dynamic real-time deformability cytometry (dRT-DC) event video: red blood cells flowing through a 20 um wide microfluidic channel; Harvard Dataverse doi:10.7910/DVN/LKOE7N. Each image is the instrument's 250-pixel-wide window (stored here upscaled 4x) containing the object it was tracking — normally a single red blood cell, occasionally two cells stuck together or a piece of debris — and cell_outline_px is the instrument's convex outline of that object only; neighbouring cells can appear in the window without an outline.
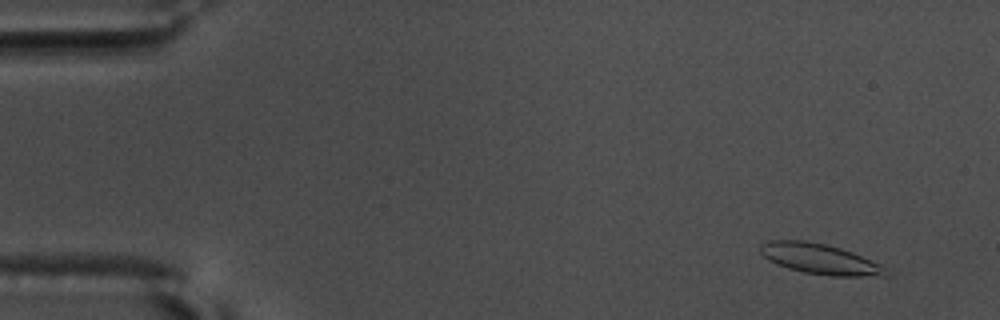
{"species": "common noctule bat (a hibernating species)", "species_latin": "Nyctalus noctula", "temperature_condition": "warm", "stored_images_in_passage": 57, "camera_frame_rate_fps": 3000, "um_per_image_px": 0.085, "animal": {"sex": "male", "body_mass_g": 17.5, "forearm_length_mm": 52.3}, "frame": {"image": 1, "passage_image": 5, "time_ms": 1.333, "image_size_px": [1000, 320], "cell_outline_px": [[888, 276], [832, 276], [804, 272], [788, 268], [776, 264], [768, 260], [760, 252], [760, 244], [772, 240], [804, 240], [824, 244], [840, 248], [852, 252], [880, 264], [884, 268]], "centroid_in_image_um": [69.65, 22.01], "position_along_channel_um": 15.3, "area_um2": 22.02}}
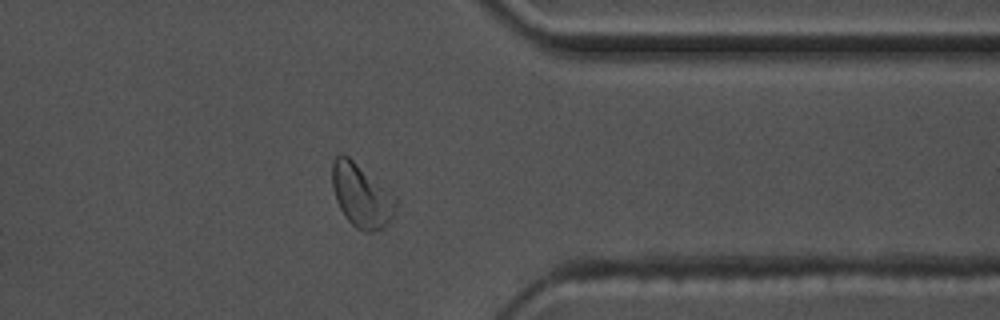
{"frame": {"image": 2, "passage_image": 46, "time_ms": 15.0, "image_size_px": [1000, 320], "cell_outline_px": [[396, 204], [392, 216], [380, 228], [372, 232], [368, 232], [356, 228], [344, 216], [336, 200], [332, 188], [332, 160], [340, 152], [344, 152], [396, 196]], "centroid_in_image_um": [30.67, 16.57], "position_along_channel_um": 380.7, "area_um2": 23.35}}
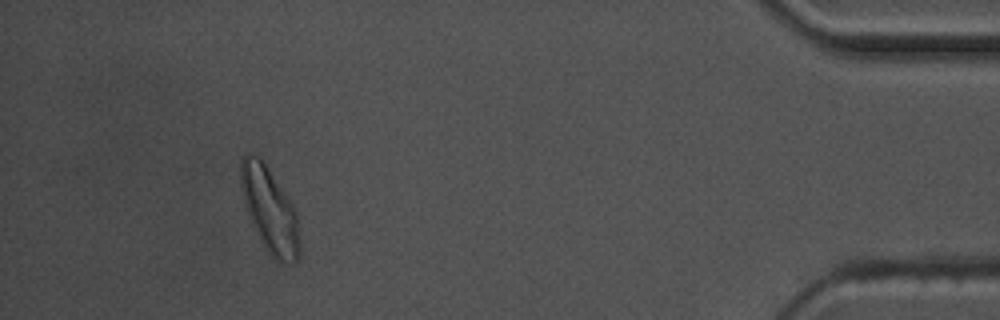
{"frame": {"image": 3, "passage_image": 53, "time_ms": 17.333, "image_size_px": [1000, 320], "cell_outline_px": [[300, 256], [292, 264], [280, 260], [268, 248], [248, 216], [244, 204], [240, 184], [240, 160], [248, 152], [260, 156], [292, 204], [296, 212], [300, 244]], "centroid_in_image_um": [22.91, 17.75], "position_along_channel_um": 412.3, "area_um2": 28.38}, "authors_computed_cell_mechanics": {"area_um2": 21.675, "velocity_mm_per_s": 3.6099, "shape_relaxation_time_tau1_ms": 4.6446, "shape_relaxation_time_tau2_ms": 2.1574, "deformation_change_tau1": 0.1557, "deformation_change_tau2": 0.0893}}